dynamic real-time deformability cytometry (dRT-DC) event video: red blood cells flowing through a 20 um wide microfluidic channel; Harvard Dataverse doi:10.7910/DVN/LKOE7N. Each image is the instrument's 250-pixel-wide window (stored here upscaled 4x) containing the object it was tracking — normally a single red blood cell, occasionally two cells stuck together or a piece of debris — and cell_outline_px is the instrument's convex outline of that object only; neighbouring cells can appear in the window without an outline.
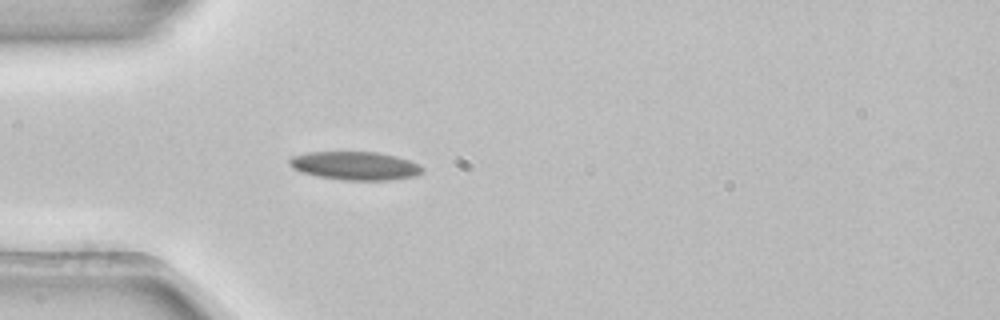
{"species": "common noctule bat (a hibernating species)", "species_latin": "Nyctalus noctula", "temperature_condition": "room temperature", "stored_images_in_passage": 3, "camera_frame_rate_fps": 3000, "um_per_image_px": 0.085, "animal": {"sex": "female", "body_mass_g": 22.7, "forearm_length_mm": 54.2}, "frame": {"image": 1, "passage_image": 3, "time_ms": 0.667, "image_size_px": [1000, 320], "cell_outline_px": [[424, 168], [416, 176], [388, 180], [344, 180], [316, 176], [292, 168], [288, 164], [288, 160], [292, 156], [308, 152], [380, 152], [396, 156], [408, 160]], "centroid_in_image_um": [30.15, 14.08], "position_along_channel_um": 54.8, "area_um2": 21.91}}